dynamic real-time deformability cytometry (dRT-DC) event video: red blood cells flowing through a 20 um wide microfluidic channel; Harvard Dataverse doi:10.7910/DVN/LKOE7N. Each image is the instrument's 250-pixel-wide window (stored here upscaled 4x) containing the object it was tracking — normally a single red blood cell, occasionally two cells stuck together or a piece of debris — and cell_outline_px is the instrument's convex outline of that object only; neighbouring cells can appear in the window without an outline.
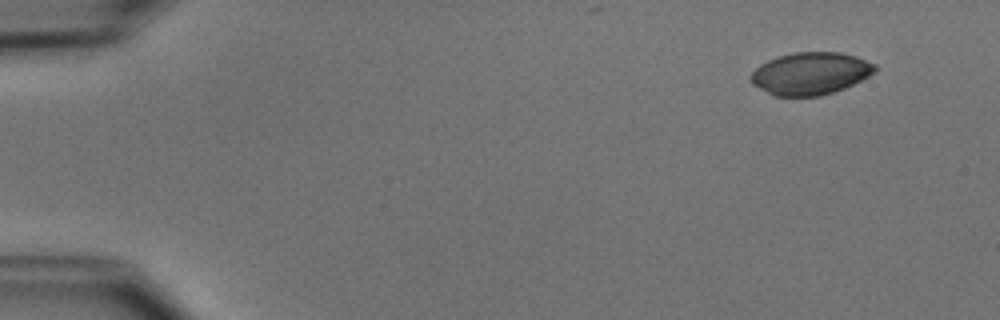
{"species": "common noctule bat (a hibernating species)", "species_latin": "Nyctalus noctula", "temperature_condition": "cold", "stored_images_in_passage": 7, "camera_frame_rate_fps": 3000, "um_per_image_px": 0.085, "animal": {"sex": "male", "body_mass_g": 15.6}, "frame": {"image": 1, "passage_image": 1, "time_ms": 0.0, "image_size_px": [1000, 320], "cell_outline_px": [[876, 72], [844, 88], [820, 96], [776, 96], [752, 84], [752, 72], [760, 64], [768, 60], [792, 52], [840, 52], [856, 56], [876, 64]], "centroid_in_image_um": [68.91, 6.23], "position_along_channel_um": 16.1, "area_um2": 30.4}}